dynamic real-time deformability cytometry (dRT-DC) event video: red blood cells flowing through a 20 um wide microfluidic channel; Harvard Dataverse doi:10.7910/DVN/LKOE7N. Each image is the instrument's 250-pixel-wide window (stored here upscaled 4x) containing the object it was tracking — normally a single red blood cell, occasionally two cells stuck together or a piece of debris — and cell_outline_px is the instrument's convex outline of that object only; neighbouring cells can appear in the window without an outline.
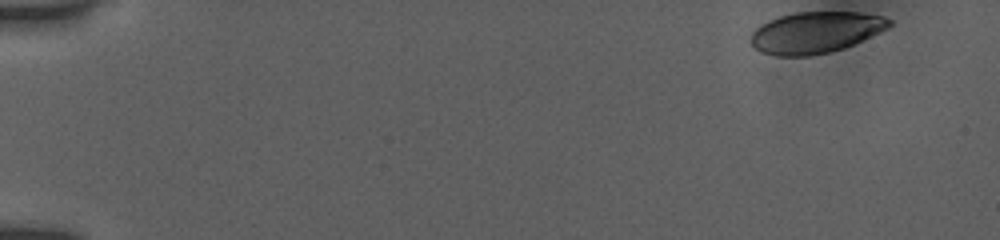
{"species": "human", "species_latin": "Homo sapiens", "temperature_condition": "room temperature", "stored_images_in_passage": 51, "camera_frame_rate_fps": 3000, "um_per_image_px": 0.085, "donor": {"sex": "female"}, "frame": {"image": 1, "passage_image": 1, "time_ms": 0.0, "image_size_px": [1000, 240], "cell_outline_px": [[892, 24], [888, 28], [844, 48], [828, 52], [808, 56], [776, 56], [760, 52], [748, 40], [752, 32], [760, 24], [780, 16], [796, 12], [860, 12], [884, 16], [892, 20]], "centroid_in_image_um": [69.3, 2.75], "position_along_channel_um": 15.7, "area_um2": 33.41}}
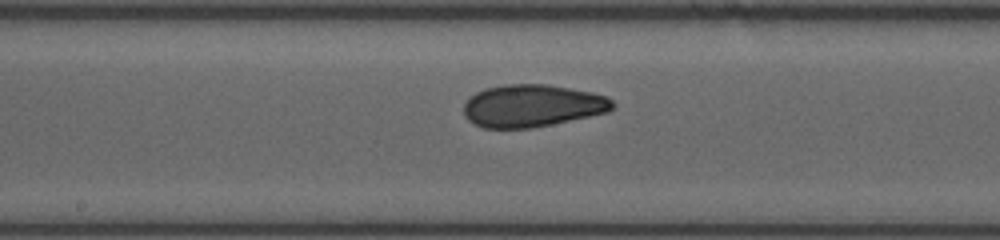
{"frame": {"image": 2, "passage_image": 27, "time_ms": 8.667, "image_size_px": [1000, 240], "cell_outline_px": [[616, 104], [608, 112], [552, 124], [532, 128], [484, 128], [468, 120], [464, 116], [464, 104], [468, 96], [484, 88], [504, 84], [548, 84], [592, 92], [608, 96]], "centroid_in_image_um": [45.23, 8.98], "position_along_channel_um": 203.0, "area_um2": 37.05}}
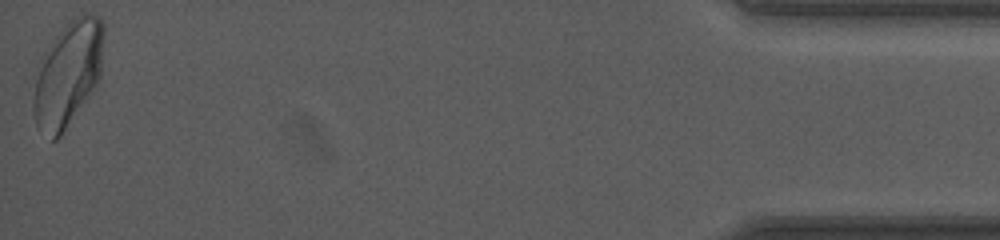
{"frame": {"image": 3, "passage_image": 51, "time_ms": 16.667, "image_size_px": [1000, 240], "cell_outline_px": [[104, 40], [100, 76], [92, 92], [60, 136], [56, 140], [52, 140], [36, 128], [32, 112], [32, 100], [40, 56], [56, 36], [72, 20], [88, 12], [100, 16], [104, 24]], "centroid_in_image_um": [5.76, 6.3], "position_along_channel_um": 429.4, "area_um2": 43.18}, "authors_computed_cell_mechanics": {"area_um2": 36.2984, "velocity_mm_per_s": 3.8638, "shape_relaxation_time_tau1_ms": 5.6605, "shape_relaxation_time_tau2_ms": 1.6743, "deformation_change_tau1": 0.1545, "deformation_change_tau2": 0.0685}}